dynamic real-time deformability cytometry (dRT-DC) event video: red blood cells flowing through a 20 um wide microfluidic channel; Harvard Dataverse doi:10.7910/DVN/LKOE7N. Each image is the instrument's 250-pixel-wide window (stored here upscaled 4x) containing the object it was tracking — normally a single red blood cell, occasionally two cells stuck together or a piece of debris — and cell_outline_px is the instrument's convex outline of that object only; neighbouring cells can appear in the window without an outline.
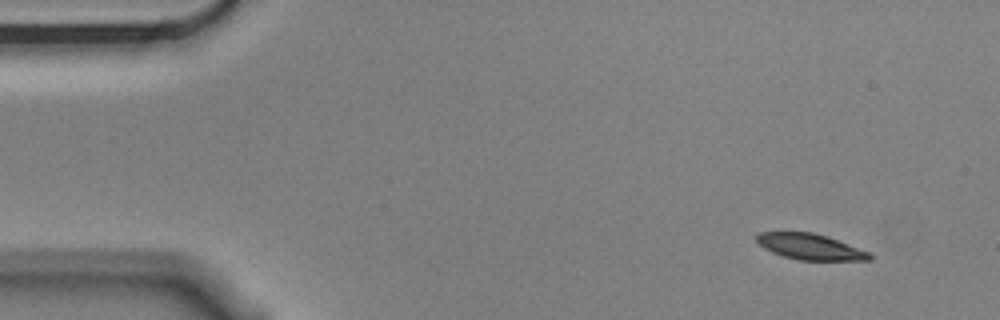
{"species": "Egyptian fruit bat (a non-hibernating species)", "species_latin": "Rousettus aegyptiacus", "temperature_condition": "cold", "stored_images_in_passage": 5, "camera_frame_rate_fps": 3000, "um_per_image_px": 0.085, "animal": {"sex": "male"}, "frame": {"image": 1, "passage_image": 1, "time_ms": 0.0, "image_size_px": [1000, 320], "cell_outline_px": [[872, 260], [800, 260], [784, 256], [772, 252], [764, 248], [756, 240], [756, 236], [760, 232], [812, 232], [828, 236], [872, 252]], "centroid_in_image_um": [68.93, 20.97], "position_along_channel_um": 16.1, "area_um2": 17.11}}